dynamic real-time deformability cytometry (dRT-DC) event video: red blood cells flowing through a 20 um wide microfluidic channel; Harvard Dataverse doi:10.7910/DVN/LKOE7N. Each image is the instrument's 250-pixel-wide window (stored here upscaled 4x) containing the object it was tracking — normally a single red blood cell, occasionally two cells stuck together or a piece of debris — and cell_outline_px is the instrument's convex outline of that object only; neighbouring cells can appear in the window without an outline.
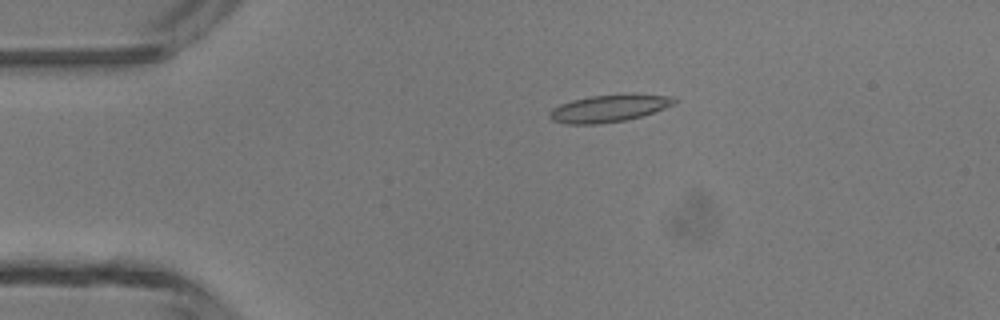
{"species": "common noctule bat (a hibernating species)", "species_latin": "Nyctalus noctula", "temperature_condition": "room temperature", "stored_images_in_passage": 5, "segment_of_instrument_passage": [1, 2], "camera_frame_rate_fps": 3000, "um_per_image_px": 0.085, "animal": {"sex": "male", "body_mass_g": 13.3}, "frame": {"image": 1, "passage_image": 3, "time_ms": 2.333, "image_size_px": [1000, 320], "cell_outline_px": [[676, 100], [672, 104], [664, 108], [640, 116], [624, 120], [600, 124], [568, 124], [552, 120], [548, 116], [548, 112], [552, 108], [560, 104], [572, 100], [588, 96], [624, 92], [632, 92], [672, 96]], "centroid_in_image_um": [51.74, 9.17], "position_along_channel_um": 33.3, "area_um2": 20.23}}